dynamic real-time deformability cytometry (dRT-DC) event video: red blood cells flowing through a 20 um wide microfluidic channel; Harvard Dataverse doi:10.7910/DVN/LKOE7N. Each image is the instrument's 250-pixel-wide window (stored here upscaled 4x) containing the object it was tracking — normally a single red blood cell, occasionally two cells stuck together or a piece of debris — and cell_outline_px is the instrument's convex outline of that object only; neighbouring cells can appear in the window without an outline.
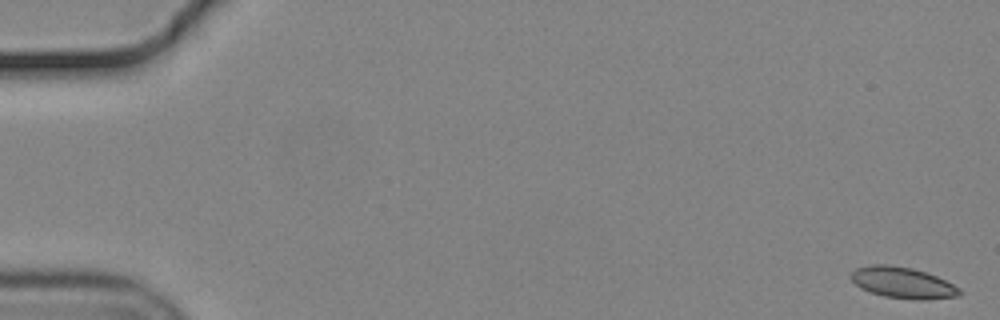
{"species": "common noctule bat (a hibernating species)", "species_latin": "Nyctalus noctula", "temperature_condition": "cold", "stored_images_in_passage": 54, "camera_frame_rate_fps": 3000, "um_per_image_px": 0.085, "animal": {"sex": "male", "body_mass_g": 19.2, "forearm_length_mm": 51.8}, "frame": {"image": 1, "passage_image": 1, "time_ms": 0.0, "image_size_px": [1000, 320], "cell_outline_px": [[964, 292], [960, 296], [924, 300], [912, 300], [884, 296], [860, 288], [848, 276], [856, 268], [872, 264], [888, 264], [912, 268], [936, 276], [960, 288]], "centroid_in_image_um": [76.74, 24.04], "position_along_channel_um": 8.3, "area_um2": 19.83}}
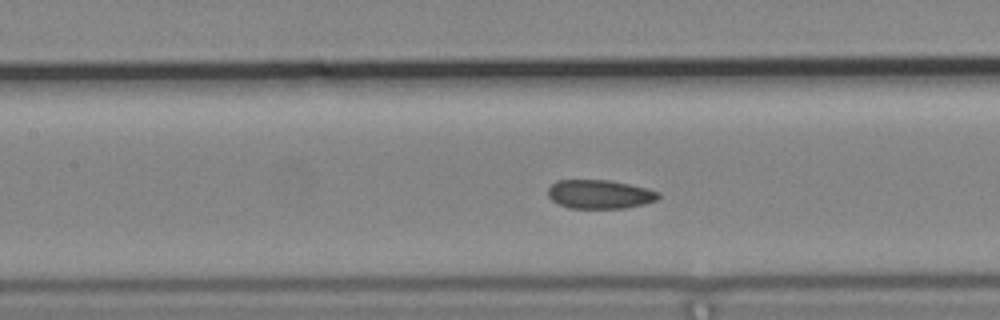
{"frame": {"image": 2, "passage_image": 26, "time_ms": 8.333, "image_size_px": [1000, 320], "cell_outline_px": [[660, 196], [656, 200], [644, 204], [624, 208], [568, 208], [552, 200], [548, 196], [548, 188], [556, 180], [612, 180], [648, 188], [660, 192]], "centroid_in_image_um": [50.99, 16.5], "position_along_channel_um": 156.4, "area_um2": 18.67}}
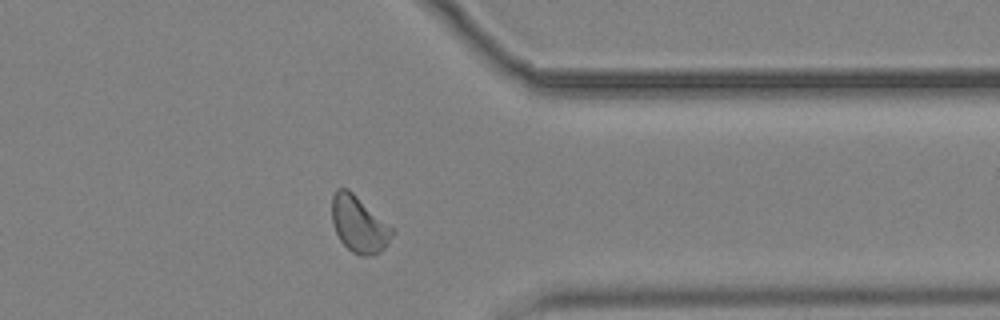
{"frame": {"image": 3, "passage_image": 45, "time_ms": 14.667, "image_size_px": [1000, 320], "cell_outline_px": [[396, 232], [388, 244], [380, 252], [372, 256], [360, 256], [352, 252], [340, 240], [336, 232], [332, 220], [332, 196], [336, 188], [348, 188], [396, 228]], "centroid_in_image_um": [30.57, 19.06], "position_along_channel_um": 380.8, "area_um2": 20.35}, "authors_computed_cell_mechanics": {"area_um2": 19.1896, "velocity_mm_per_s": 3.673, "shape_relaxation_time_tau1_ms": null, "shape_relaxation_time_tau2_ms": 2.7147, "deformation_change_tau1": null, "deformation_change_tau2": 0.0512}}